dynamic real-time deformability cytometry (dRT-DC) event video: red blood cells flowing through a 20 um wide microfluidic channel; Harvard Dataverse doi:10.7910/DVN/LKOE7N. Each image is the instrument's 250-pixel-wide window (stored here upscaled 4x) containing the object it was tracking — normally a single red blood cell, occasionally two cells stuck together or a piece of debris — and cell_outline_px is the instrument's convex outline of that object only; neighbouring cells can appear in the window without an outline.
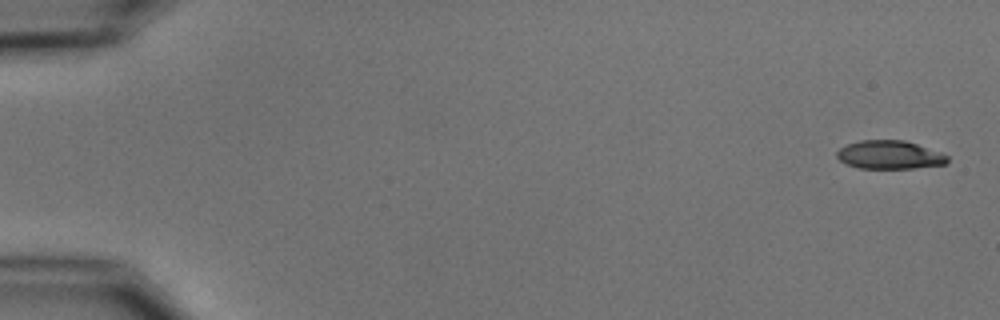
{"species": "common noctule bat (a hibernating species)", "species_latin": "Nyctalus noctula", "temperature_condition": "cold", "stored_images_in_passage": 5, "camera_frame_rate_fps": 3000, "um_per_image_px": 0.085, "animal": {"sex": "male", "body_mass_g": 15.6}, "frame": {"image": 1, "passage_image": 1, "time_ms": 0.0, "image_size_px": [1000, 320], "cell_outline_px": [[948, 164], [912, 168], [860, 168], [848, 164], [840, 160], [836, 156], [836, 152], [840, 148], [848, 144], [860, 140], [904, 140], [940, 152], [948, 156]], "centroid_in_image_um": [75.62, 13.16], "position_along_channel_um": 9.4, "area_um2": 18.15}}
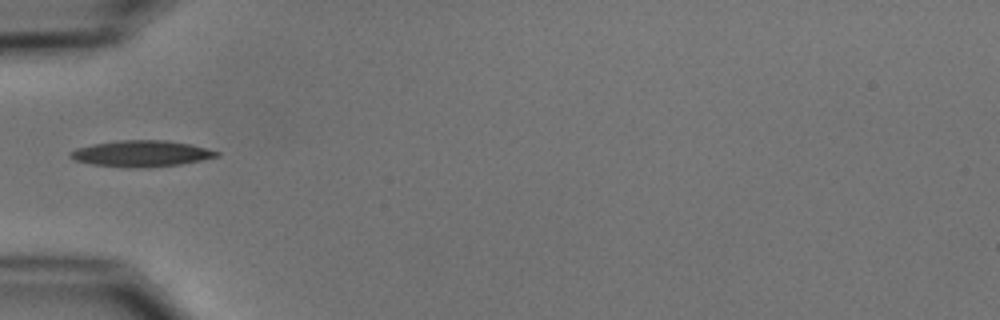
{"frame": {"image": 2, "passage_image": 5, "time_ms": 5.667, "image_size_px": [1000, 320], "cell_outline_px": [[220, 156], [180, 164], [148, 168], [124, 168], [92, 164], [76, 160], [68, 156], [68, 152], [76, 148], [92, 144], [116, 140], [168, 140], [192, 144], [220, 152]], "centroid_in_image_um": [12.0, 13.05], "position_along_channel_um": 73.0, "area_um2": 22.66}}